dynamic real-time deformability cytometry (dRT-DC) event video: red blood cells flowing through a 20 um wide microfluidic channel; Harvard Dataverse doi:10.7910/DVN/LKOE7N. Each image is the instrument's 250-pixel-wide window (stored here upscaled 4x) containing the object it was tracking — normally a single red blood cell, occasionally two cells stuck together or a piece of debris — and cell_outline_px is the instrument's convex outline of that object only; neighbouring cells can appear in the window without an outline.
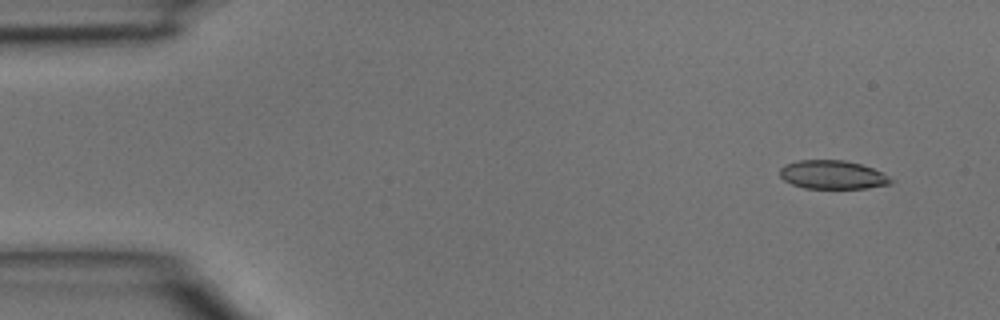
{"species": "common noctule bat (a hibernating species)", "species_latin": "Nyctalus noctula", "temperature_condition": "room temperature", "stored_images_in_passage": 4, "camera_frame_rate_fps": 3000, "um_per_image_px": 0.085, "animal": {"sex": "male", "body_mass_g": 15.6}, "frame": {"image": 1, "passage_image": 1, "time_ms": 0.0, "image_size_px": [1000, 320], "cell_outline_px": [[892, 184], [868, 188], [804, 188], [792, 184], [784, 180], [780, 176], [780, 168], [784, 164], [796, 160], [844, 160], [860, 164], [872, 168], [888, 176], [892, 180]], "centroid_in_image_um": [70.74, 14.85], "position_along_channel_um": 14.3, "area_um2": 18.5}}
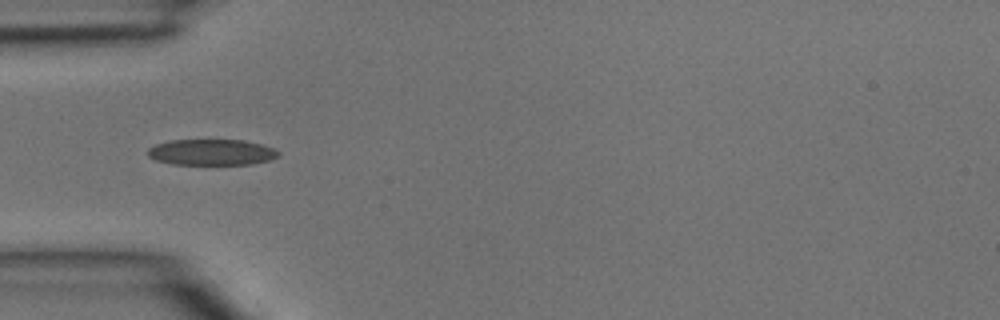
{"frame": {"image": 2, "passage_image": 4, "time_ms": 1.0, "image_size_px": [1000, 320], "cell_outline_px": [[280, 156], [268, 160], [252, 164], [172, 164], [156, 160], [148, 156], [148, 148], [156, 144], [172, 140], [244, 140], [276, 148], [280, 152]], "centroid_in_image_um": [18.01, 12.94], "position_along_channel_um": 67.0, "area_um2": 19.77}}